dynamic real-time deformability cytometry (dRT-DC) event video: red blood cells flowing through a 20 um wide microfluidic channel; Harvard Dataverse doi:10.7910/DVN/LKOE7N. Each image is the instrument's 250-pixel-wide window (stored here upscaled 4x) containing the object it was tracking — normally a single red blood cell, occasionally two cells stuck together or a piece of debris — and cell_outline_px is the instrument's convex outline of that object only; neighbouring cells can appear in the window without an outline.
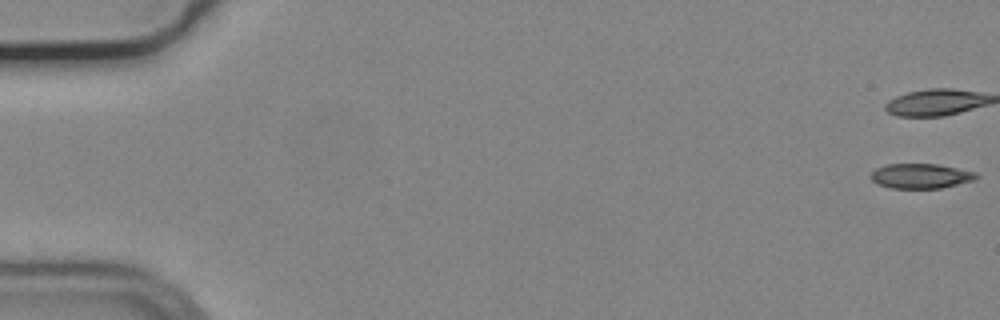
{"species": "common noctule bat (a hibernating species)", "species_latin": "Nyctalus noctula", "temperature_condition": "cold", "stored_images_in_passage": 14, "camera_frame_rate_fps": 3000, "um_per_image_px": 0.085, "animal": {"sex": "male", "body_mass_g": 19.2, "forearm_length_mm": 51.8}, "frame": {"image": 1, "passage_image": 1, "time_ms": 0.0, "image_size_px": [1000, 320], "cell_outline_px": [[980, 176], [976, 180], [940, 188], [892, 188], [876, 184], [868, 176], [876, 168], [884, 164], [936, 164], [976, 172]], "centroid_in_image_um": [78.24, 14.96], "position_along_channel_um": 6.8, "area_um2": 15.37}}